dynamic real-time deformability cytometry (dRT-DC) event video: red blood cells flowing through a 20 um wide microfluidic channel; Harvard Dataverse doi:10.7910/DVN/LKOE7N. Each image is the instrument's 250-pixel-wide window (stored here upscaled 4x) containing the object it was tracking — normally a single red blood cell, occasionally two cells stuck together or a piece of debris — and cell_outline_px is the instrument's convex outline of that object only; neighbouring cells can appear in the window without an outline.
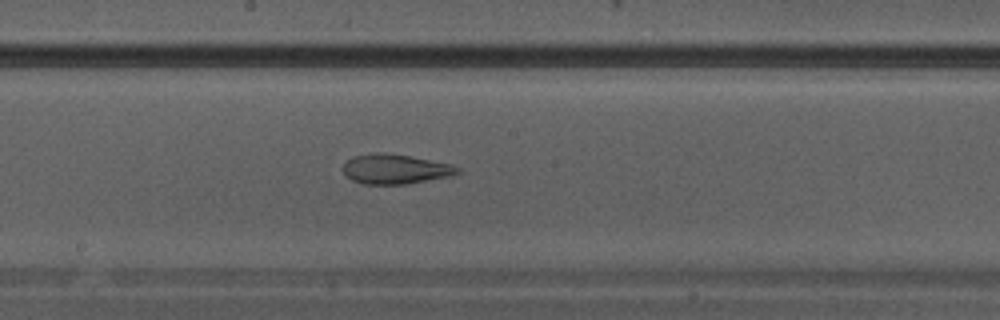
{"species": "Egyptian fruit bat (a non-hibernating species)", "species_latin": "Rousettus aegyptiacus", "temperature_condition": "warm", "stored_images_in_passage": 18, "camera_frame_rate_fps": 3000, "um_per_image_px": 0.085, "animal": {"sex": "male"}, "frame": {"image": 1, "passage_image": 16, "time_ms": 5.0, "image_size_px": [1000, 320], "cell_outline_px": [[460, 172], [452, 176], [404, 184], [364, 184], [352, 180], [344, 176], [344, 164], [352, 156], [376, 152], [384, 152], [408, 156], [452, 164], [460, 168]], "centroid_in_image_um": [33.59, 14.37], "position_along_channel_um": 214.6, "area_um2": 19.83}}
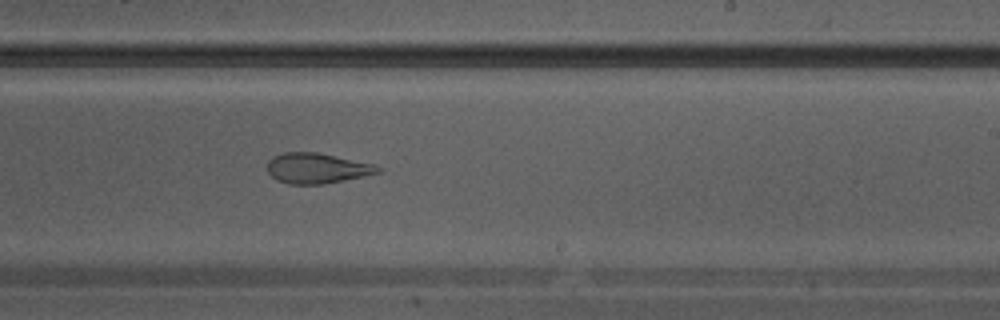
{"frame": {"image": 2, "passage_image": 18, "time_ms": 5.667, "image_size_px": [1000, 320], "cell_outline_px": [[384, 168], [380, 172], [324, 184], [288, 184], [276, 180], [268, 172], [268, 160], [272, 156], [284, 152], [316, 152], [376, 164]], "centroid_in_image_um": [26.93, 14.29], "position_along_channel_um": 262.1, "area_um2": 19.59}}